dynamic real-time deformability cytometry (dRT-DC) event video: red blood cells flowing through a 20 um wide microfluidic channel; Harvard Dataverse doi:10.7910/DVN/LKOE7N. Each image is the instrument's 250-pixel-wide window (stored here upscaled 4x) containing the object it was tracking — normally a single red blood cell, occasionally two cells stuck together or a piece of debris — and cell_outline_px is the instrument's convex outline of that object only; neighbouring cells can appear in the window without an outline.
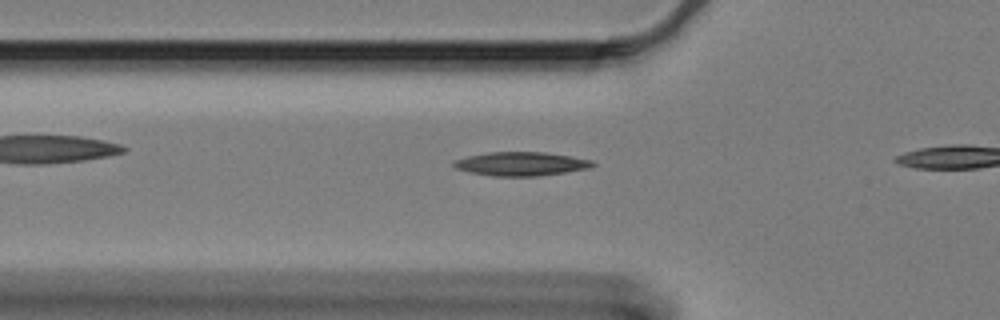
{"species": "Egyptian fruit bat (a non-hibernating species)", "species_latin": "Rousettus aegyptiacus", "temperature_condition": "cold", "stored_images_in_passage": 14, "camera_frame_rate_fps": 3000, "um_per_image_px": 0.085, "animal": {"sex": "female"}, "frame": {"image": 1, "passage_image": 4, "time_ms": 1.0, "image_size_px": [1000, 320], "cell_outline_px": [[596, 164], [592, 168], [540, 176], [492, 176], [468, 172], [456, 168], [452, 164], [452, 160], [468, 156], [488, 152], [544, 152], [572, 156], [592, 160]], "centroid_in_image_um": [44.3, 13.93], "position_along_channel_um": 81.5, "area_um2": 19.48}}
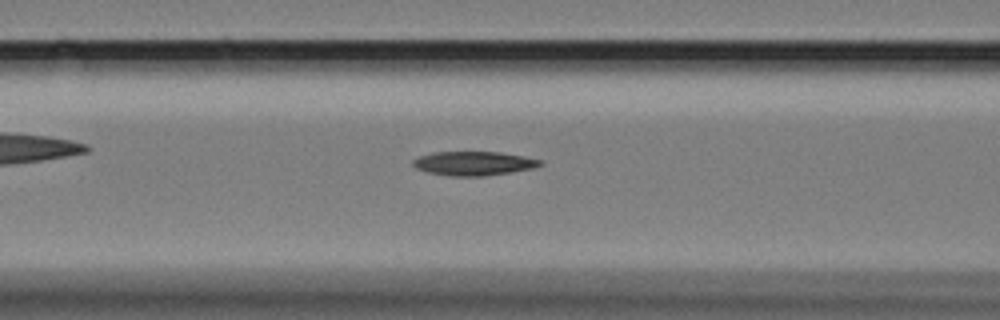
{"frame": {"image": 2, "passage_image": 8, "time_ms": 2.333, "image_size_px": [1000, 320], "cell_outline_px": [[544, 164], [532, 168], [484, 176], [452, 176], [428, 172], [416, 168], [412, 164], [412, 160], [420, 156], [432, 152], [500, 152], [524, 156], [544, 160]], "centroid_in_image_um": [40.27, 13.88], "position_along_channel_um": 126.3, "area_um2": 17.74}}
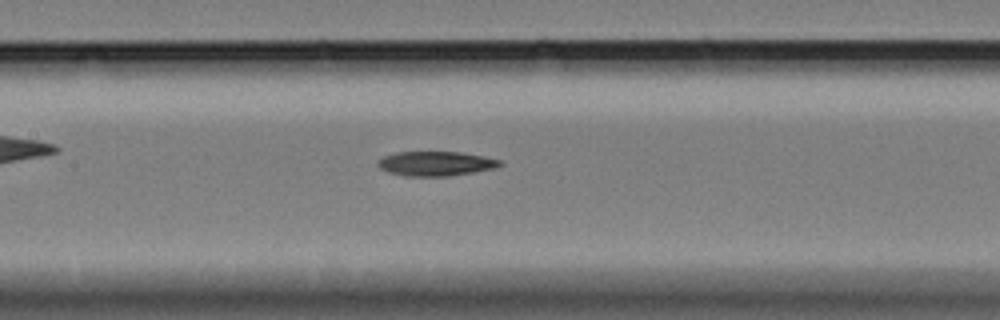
{"frame": {"image": 3, "passage_image": 12, "time_ms": 3.667, "image_size_px": [1000, 320], "cell_outline_px": [[504, 164], [496, 168], [448, 176], [404, 176], [388, 172], [380, 168], [376, 164], [384, 156], [396, 152], [460, 152], [500, 160]], "centroid_in_image_um": [37.02, 13.91], "position_along_channel_um": 170.4, "area_um2": 17.28}}